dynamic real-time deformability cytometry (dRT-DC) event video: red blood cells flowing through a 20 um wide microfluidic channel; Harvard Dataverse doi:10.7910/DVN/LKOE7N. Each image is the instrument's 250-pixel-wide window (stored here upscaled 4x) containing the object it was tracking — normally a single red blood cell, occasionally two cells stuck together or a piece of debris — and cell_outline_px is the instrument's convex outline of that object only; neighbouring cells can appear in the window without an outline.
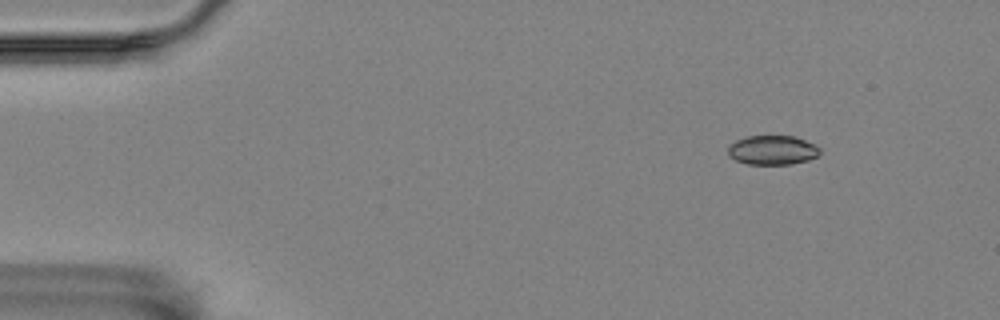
{"species": "Egyptian fruit bat (a non-hibernating species)", "species_latin": "Rousettus aegyptiacus", "temperature_condition": "room temperature", "stored_images_in_passage": 5, "camera_frame_rate_fps": 3000, "um_per_image_px": 0.085, "animal": {"sex": "female"}, "frame": {"image": 1, "passage_image": 1, "time_ms": 0.0, "image_size_px": [1000, 320], "cell_outline_px": [[820, 152], [816, 156], [808, 160], [792, 164], [748, 164], [736, 160], [728, 156], [728, 148], [736, 140], [748, 136], [796, 136], [816, 144], [820, 148]], "centroid_in_image_um": [65.68, 12.75], "position_along_channel_um": 19.3, "area_um2": 15.72}}